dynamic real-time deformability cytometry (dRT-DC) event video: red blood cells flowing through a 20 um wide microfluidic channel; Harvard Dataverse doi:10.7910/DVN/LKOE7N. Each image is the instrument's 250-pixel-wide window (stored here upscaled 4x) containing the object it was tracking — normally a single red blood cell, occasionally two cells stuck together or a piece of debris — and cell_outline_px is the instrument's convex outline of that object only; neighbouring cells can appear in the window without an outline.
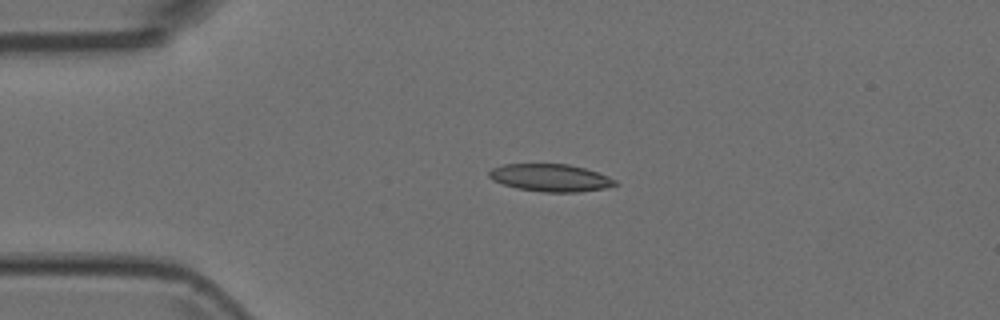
{"species": "Egyptian fruit bat (a non-hibernating species)", "species_latin": "Rousettus aegyptiacus", "temperature_condition": "room temperature", "stored_images_in_passage": 6, "camera_frame_rate_fps": 3000, "um_per_image_px": 0.085, "animal": {"sex": "female"}, "frame": {"image": 1, "passage_image": 4, "time_ms": 1.0, "image_size_px": [1000, 320], "cell_outline_px": [[620, 184], [608, 188], [580, 192], [544, 192], [516, 188], [492, 180], [488, 176], [488, 172], [492, 168], [504, 164], [568, 164], [584, 168], [608, 176], [616, 180]], "centroid_in_image_um": [46.81, 15.12], "position_along_channel_um": 38.2, "area_um2": 20.29}}
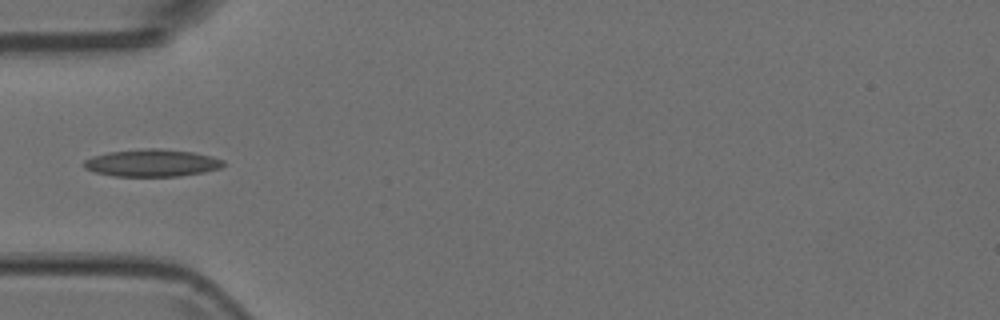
{"frame": {"image": 2, "passage_image": 5, "time_ms": 1.333, "image_size_px": [1000, 320], "cell_outline_px": [[224, 164], [220, 168], [204, 172], [180, 176], [112, 176], [92, 172], [84, 168], [84, 160], [92, 156], [108, 152], [144, 148], [160, 148], [192, 152], [212, 156], [224, 160]], "centroid_in_image_um": [12.89, 13.85], "position_along_channel_um": 72.1, "area_um2": 22.37}}